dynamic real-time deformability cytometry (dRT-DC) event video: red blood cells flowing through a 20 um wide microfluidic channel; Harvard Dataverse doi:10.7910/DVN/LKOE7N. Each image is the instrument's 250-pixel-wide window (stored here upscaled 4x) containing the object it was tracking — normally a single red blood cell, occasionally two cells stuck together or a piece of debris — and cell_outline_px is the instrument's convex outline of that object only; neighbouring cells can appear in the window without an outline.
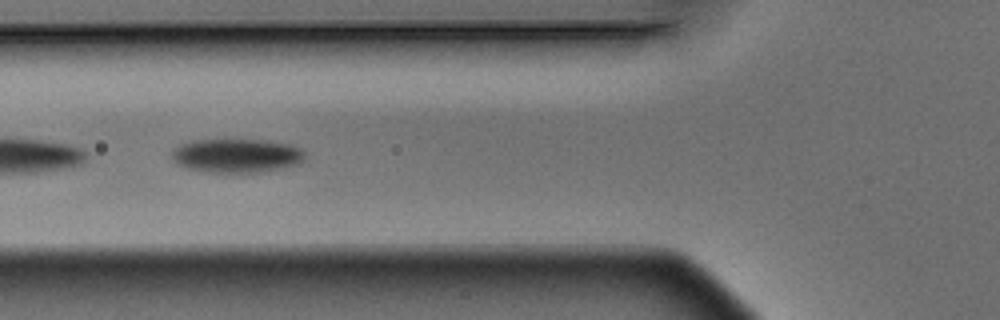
{"species": "Egyptian fruit bat (a non-hibernating species)", "species_latin": "Rousettus aegyptiacus", "temperature_condition": "warm", "stored_images_in_passage": 6, "camera_frame_rate_fps": 3000, "um_per_image_px": 0.085, "animal": {"sex": "male"}, "frame": {"image": 1, "passage_image": 6, "time_ms": 1.667, "image_size_px": [1000, 320], "cell_outline_px": [[304, 160], [300, 164], [260, 172], [208, 172], [188, 168], [176, 164], [172, 160], [172, 148], [180, 144], [192, 140], [268, 140], [292, 144], [300, 148], [304, 152]], "centroid_in_image_um": [20.11, 13.22], "position_along_channel_um": 105.7, "area_um2": 26.47}}